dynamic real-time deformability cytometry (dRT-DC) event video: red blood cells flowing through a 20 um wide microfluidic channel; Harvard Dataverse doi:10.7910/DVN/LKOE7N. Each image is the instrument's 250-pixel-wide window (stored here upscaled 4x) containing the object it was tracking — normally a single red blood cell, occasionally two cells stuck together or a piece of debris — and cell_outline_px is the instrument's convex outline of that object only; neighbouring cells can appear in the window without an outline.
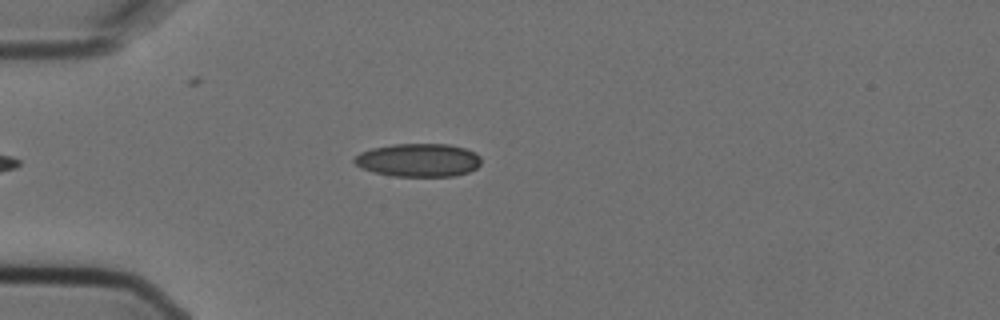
{"species": "Egyptian fruit bat (a non-hibernating species)", "species_latin": "Rousettus aegyptiacus", "temperature_condition": "cold", "stored_images_in_passage": 1, "camera_frame_rate_fps": 3000, "um_per_image_px": 0.085, "animal": {"sex": "female"}, "frame": {"image": 1, "passage_image": 1, "time_ms": 0.0, "image_size_px": [1000, 320], "cell_outline_px": [[480, 164], [476, 168], [468, 172], [452, 176], [392, 176], [360, 168], [352, 160], [360, 152], [372, 148], [392, 144], [448, 144], [464, 148], [476, 152], [480, 156]], "centroid_in_image_um": [35.56, 13.6], "position_along_channel_um": 49.4, "area_um2": 24.57}}